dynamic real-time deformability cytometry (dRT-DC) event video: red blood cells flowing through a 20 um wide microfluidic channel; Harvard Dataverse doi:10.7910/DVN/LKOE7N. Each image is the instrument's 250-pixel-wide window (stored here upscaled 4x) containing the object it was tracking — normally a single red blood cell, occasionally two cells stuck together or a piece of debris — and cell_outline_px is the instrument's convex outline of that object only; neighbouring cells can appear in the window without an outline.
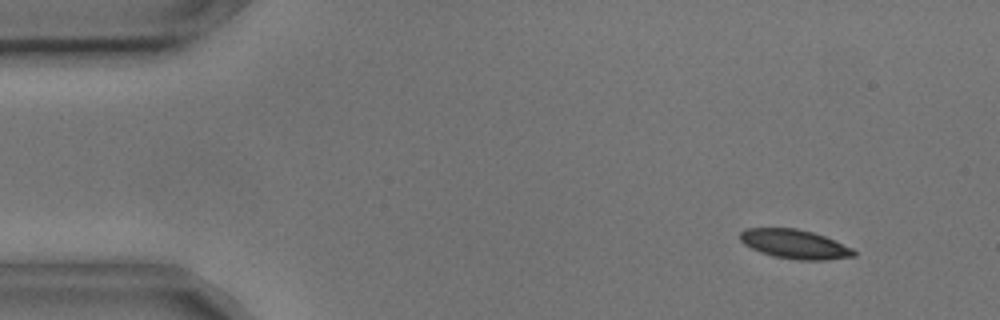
{"species": "common noctule bat (a hibernating species)", "species_latin": "Nyctalus noctula", "temperature_condition": "cold", "stored_images_in_passage": 6, "camera_frame_rate_fps": 3000, "um_per_image_px": 0.085, "animal": {"sex": "male", "body_mass_g": 17.9, "forearm_length_mm": 54.2}, "frame": {"image": 1, "passage_image": 2, "time_ms": 0.333, "image_size_px": [1000, 320], "cell_outline_px": [[856, 256], [828, 260], [800, 260], [772, 256], [760, 252], [744, 244], [740, 240], [740, 232], [744, 228], [796, 228], [812, 232], [824, 236], [852, 248], [856, 252]], "centroid_in_image_um": [67.54, 20.75], "position_along_channel_um": 17.5, "area_um2": 19.31}}